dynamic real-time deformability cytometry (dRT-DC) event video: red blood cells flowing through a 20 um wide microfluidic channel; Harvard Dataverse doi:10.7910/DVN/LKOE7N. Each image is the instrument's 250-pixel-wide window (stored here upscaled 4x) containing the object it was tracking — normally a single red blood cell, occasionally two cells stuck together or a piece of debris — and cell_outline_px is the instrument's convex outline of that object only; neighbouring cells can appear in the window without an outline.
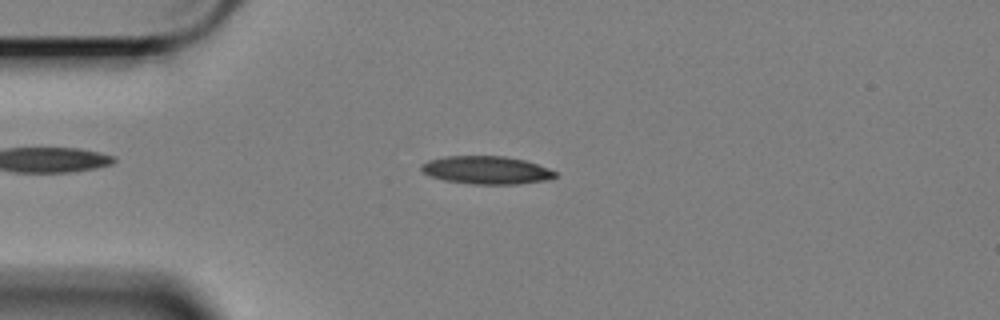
{"species": "Egyptian fruit bat (a non-hibernating species)", "species_latin": "Rousettus aegyptiacus", "temperature_condition": "cold", "stored_images_in_passage": 57, "camera_frame_rate_fps": 3000, "um_per_image_px": 0.085, "animal": {"sex": "female"}, "frame": {"image": 1, "passage_image": 13, "time_ms": 4.0, "image_size_px": [1000, 320], "cell_outline_px": [[556, 176], [548, 180], [516, 184], [472, 184], [444, 180], [432, 176], [424, 172], [420, 168], [420, 164], [428, 160], [444, 156], [504, 156], [524, 160], [548, 168], [556, 172]], "centroid_in_image_um": [41.33, 14.45], "position_along_channel_um": 43.7, "area_um2": 21.73}}
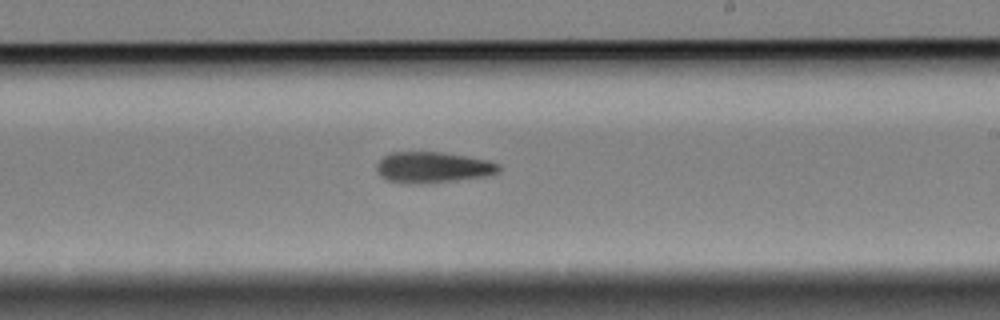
{"frame": {"image": 2, "passage_image": 33, "time_ms": 10.667, "image_size_px": [1000, 320], "cell_outline_px": [[500, 168], [496, 172], [488, 176], [428, 184], [412, 184], [388, 180], [380, 176], [376, 168], [376, 164], [384, 156], [392, 152], [440, 152], [488, 160], [500, 164]], "centroid_in_image_um": [36.78, 14.24], "position_along_channel_um": 252.2, "area_um2": 22.08}}
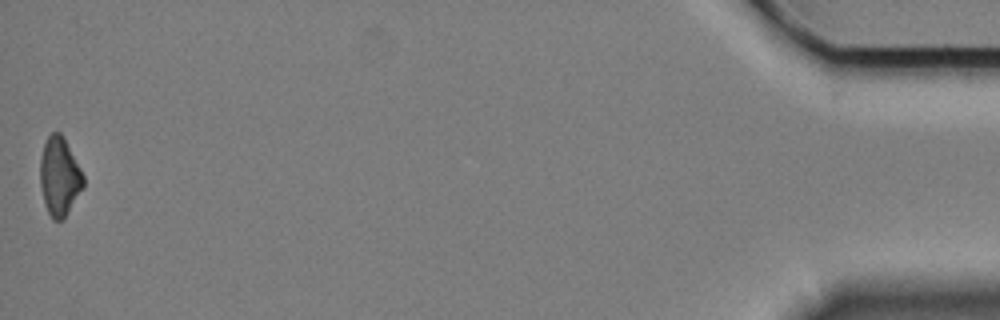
{"frame": {"image": 3, "passage_image": 57, "time_ms": 18.667, "image_size_px": [1000, 320], "cell_outline_px": [[84, 188], [64, 220], [52, 220], [48, 212], [44, 200], [40, 184], [40, 156], [44, 144], [48, 136], [52, 132], [60, 132], [64, 136], [84, 176]], "centroid_in_image_um": [5.07, 15.01], "position_along_channel_um": 430.1, "area_um2": 20.0}, "authors_computed_cell_mechanics": {"area_um2": 21.386, "velocity_mm_per_s": 3.395, "shape_relaxation_time_tau1_ms": 4.483, "shape_relaxation_time_tau2_ms": null, "deformation_change_tau1": 0.1432, "deformation_change_tau2": null}}